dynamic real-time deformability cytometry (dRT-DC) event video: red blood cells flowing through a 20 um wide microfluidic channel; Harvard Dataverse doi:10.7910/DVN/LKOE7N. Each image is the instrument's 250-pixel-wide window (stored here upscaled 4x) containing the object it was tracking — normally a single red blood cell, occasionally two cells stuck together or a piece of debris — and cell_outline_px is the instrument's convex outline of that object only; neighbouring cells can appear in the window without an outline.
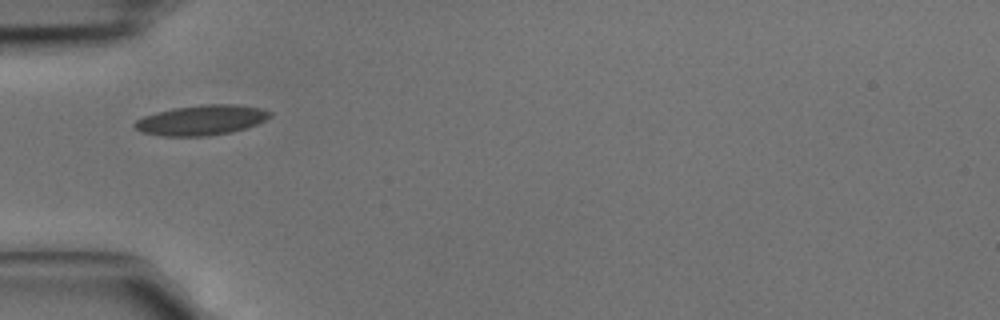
{"species": "common noctule bat (a hibernating species)", "species_latin": "Nyctalus noctula", "temperature_condition": "cold", "stored_images_in_passage": 5, "camera_frame_rate_fps": 3000, "um_per_image_px": 0.085, "animal": {"sex": "male", "body_mass_g": 15.6}, "frame": {"image": 1, "passage_image": 4, "time_ms": 1.0, "image_size_px": [1000, 320], "cell_outline_px": [[272, 116], [256, 124], [232, 132], [208, 136], [164, 136], [140, 132], [132, 124], [136, 120], [144, 116], [172, 108], [204, 104], [236, 104], [260, 108], [272, 112]], "centroid_in_image_um": [17.11, 10.21], "position_along_channel_um": 67.9, "area_um2": 23.7}}